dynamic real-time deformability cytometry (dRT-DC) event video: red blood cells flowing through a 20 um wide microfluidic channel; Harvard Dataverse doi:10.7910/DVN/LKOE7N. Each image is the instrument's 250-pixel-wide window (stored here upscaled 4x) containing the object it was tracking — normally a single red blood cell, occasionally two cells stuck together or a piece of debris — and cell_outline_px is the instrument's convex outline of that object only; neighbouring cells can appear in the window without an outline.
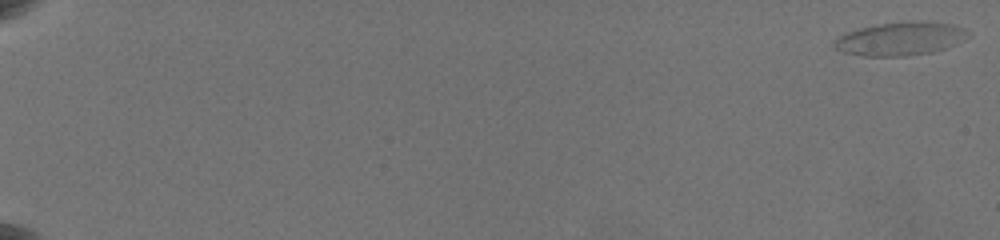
{"species": "common noctule bat (a hibernating species)", "species_latin": "Nyctalus noctula", "temperature_condition": "warm", "stored_images_in_passage": 6, "camera_frame_rate_fps": 3000, "um_per_image_px": 0.085, "animal": {"sex": "female", "body_mass_g": 19.5, "forearm_length_mm": 54.1}, "frame": {"image": 1, "passage_image": 1, "time_ms": 0.0, "image_size_px": [1000, 240], "cell_outline_px": [[956, 28], [944, 48], [928, 52], [900, 56], [868, 56], [844, 52], [836, 48], [832, 44], [836, 40], [852, 32], [864, 28], [884, 24], [944, 24]], "centroid_in_image_um": [76.14, 3.38], "position_along_channel_um": 8.9, "area_um2": 22.14}}